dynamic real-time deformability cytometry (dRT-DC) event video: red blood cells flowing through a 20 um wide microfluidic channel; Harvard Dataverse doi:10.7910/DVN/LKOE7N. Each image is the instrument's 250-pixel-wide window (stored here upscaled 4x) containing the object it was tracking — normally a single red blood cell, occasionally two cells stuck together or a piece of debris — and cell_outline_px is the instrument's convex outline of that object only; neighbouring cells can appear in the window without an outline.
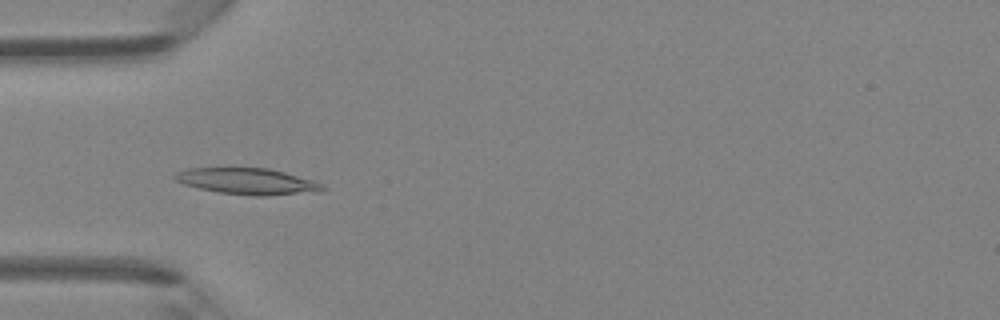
{"species": "Egyptian fruit bat (a non-hibernating species)", "species_latin": "Rousettus aegyptiacus", "temperature_condition": "room temperature", "stored_images_in_passage": 46, "camera_frame_rate_fps": 3000, "um_per_image_px": 0.085, "animal": {"sex": "female"}, "frame": {"image": 1, "passage_image": 14, "time_ms": 4.333, "image_size_px": [1000, 320], "cell_outline_px": [[328, 188], [320, 192], [264, 196], [252, 196], [220, 192], [200, 188], [184, 184], [176, 180], [172, 176], [176, 172], [188, 168], [268, 168], [284, 172], [312, 180], [324, 184]], "centroid_in_image_um": [21.09, 15.42], "position_along_channel_um": 63.9, "area_um2": 22.66}}
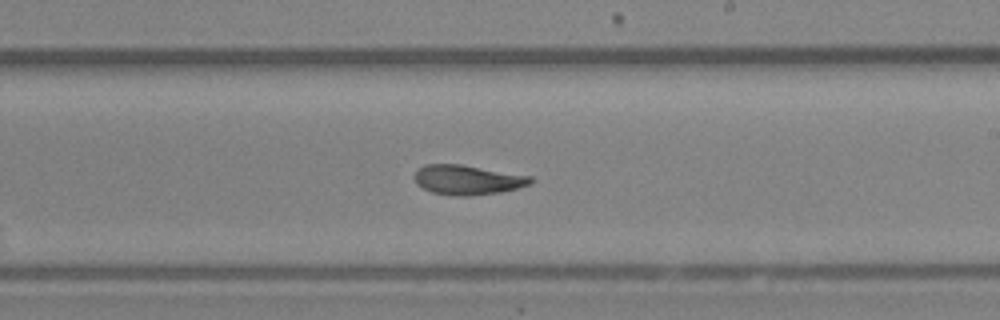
{"frame": {"image": 2, "passage_image": 27, "time_ms": 8.667, "image_size_px": [1000, 320], "cell_outline_px": [[536, 180], [532, 184], [500, 192], [468, 196], [456, 196], [432, 192], [416, 184], [412, 176], [424, 164], [460, 164], [532, 176]], "centroid_in_image_um": [39.75, 15.28], "position_along_channel_um": 249.2, "area_um2": 20.17}}
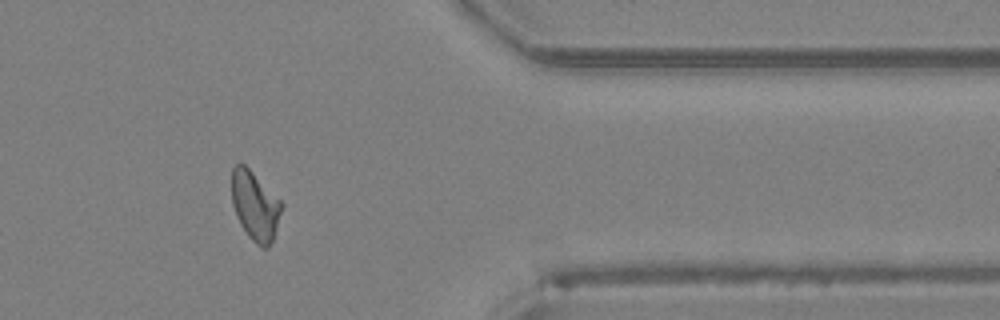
{"frame": {"image": 3, "passage_image": 38, "time_ms": 12.333, "image_size_px": [1000, 320], "cell_outline_px": [[284, 204], [272, 240], [268, 248], [260, 248], [248, 236], [240, 224], [236, 216], [232, 204], [232, 168], [236, 164], [244, 164]], "centroid_in_image_um": [21.67, 17.52], "position_along_channel_um": 389.7, "area_um2": 19.88}, "authors_computed_cell_mechanics": {"area_um2": 20.6924, "velocity_mm_per_s": 4.3145, "shape_relaxation_time_tau1_ms": null, "shape_relaxation_time_tau2_ms": 2.0696, "deformation_change_tau1": null, "deformation_change_tau2": 0.085}}